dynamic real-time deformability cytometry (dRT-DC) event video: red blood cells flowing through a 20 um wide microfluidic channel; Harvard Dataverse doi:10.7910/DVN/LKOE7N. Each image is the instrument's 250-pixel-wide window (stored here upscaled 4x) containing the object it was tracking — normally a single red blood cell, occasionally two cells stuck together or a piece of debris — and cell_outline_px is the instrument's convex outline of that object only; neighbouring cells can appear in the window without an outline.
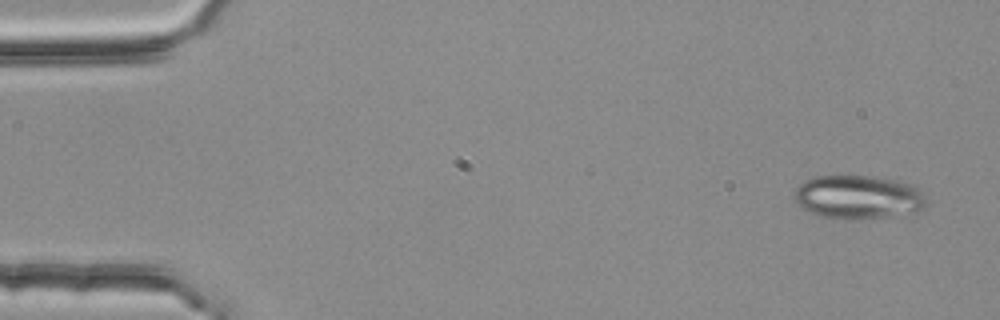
{"species": "common noctule bat (a hibernating species)", "species_latin": "Nyctalus noctula", "temperature_condition": "room temperature", "stored_images_in_passage": 3, "camera_frame_rate_fps": 3000, "um_per_image_px": 0.085, "animal": {"sex": "female", "body_mass_g": 25.1}, "frame": {"image": 1, "passage_image": 1, "time_ms": 0.0, "image_size_px": [1000, 320], "cell_outline_px": [[924, 204], [920, 208], [888, 216], [860, 220], [836, 220], [820, 216], [808, 212], [800, 208], [796, 204], [796, 188], [804, 180], [812, 176], [872, 176], [896, 180], [912, 184], [924, 196]], "centroid_in_image_um": [72.83, 16.76], "position_along_channel_um": 12.2, "area_um2": 33.47}}